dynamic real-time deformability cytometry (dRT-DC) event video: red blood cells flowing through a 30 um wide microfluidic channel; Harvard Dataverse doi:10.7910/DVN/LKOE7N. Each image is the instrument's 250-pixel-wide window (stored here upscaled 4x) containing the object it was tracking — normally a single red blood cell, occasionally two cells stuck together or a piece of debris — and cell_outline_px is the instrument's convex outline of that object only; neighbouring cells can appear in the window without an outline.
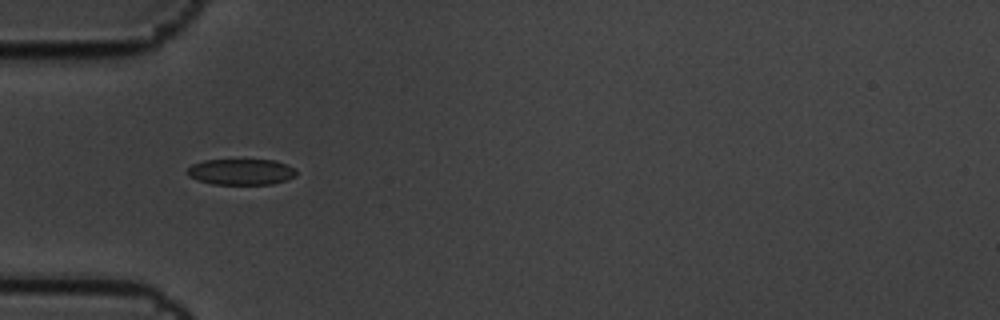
{"species": "common noctule bat (a hibernating species)", "species_latin": "Nyctalus noctula", "temperature_condition": "cold", "stored_images_in_passage": 4, "camera_frame_rate_fps": 3000, "um_per_image_px": 0.085, "animal": {"sex": "male", "body_mass_g": 19.5, "forearm_length_mm": 54.6}, "frame": {"image": 1, "passage_image": 3, "time_ms": 0.667, "image_size_px": [1000, 320], "cell_outline_px": [[296, 176], [272, 184], [212, 184], [196, 180], [188, 176], [188, 168], [192, 164], [204, 160], [276, 160], [296, 168]], "centroid_in_image_um": [20.49, 14.6], "position_along_channel_um": 64.5, "area_um2": 16.53}}
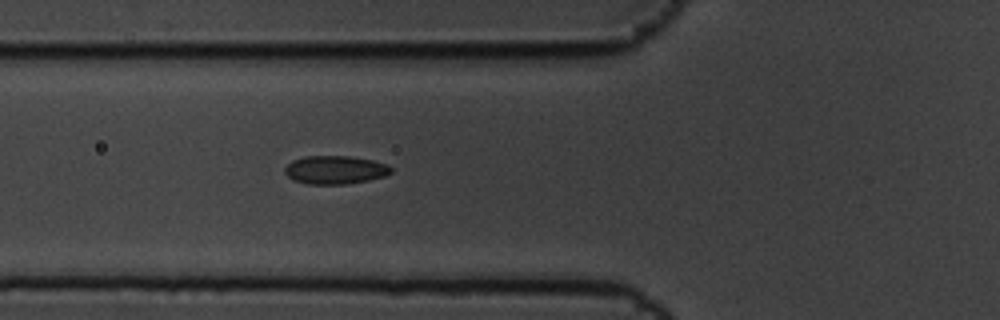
{"frame": {"image": 2, "passage_image": 4, "time_ms": 1.0, "image_size_px": [1000, 320], "cell_outline_px": [[392, 172], [384, 176], [368, 180], [348, 184], [308, 184], [292, 180], [284, 172], [284, 168], [292, 160], [304, 156], [352, 156], [372, 160], [388, 164], [392, 168]], "centroid_in_image_um": [28.48, 14.43], "position_along_channel_um": 97.3, "area_um2": 17.69}}